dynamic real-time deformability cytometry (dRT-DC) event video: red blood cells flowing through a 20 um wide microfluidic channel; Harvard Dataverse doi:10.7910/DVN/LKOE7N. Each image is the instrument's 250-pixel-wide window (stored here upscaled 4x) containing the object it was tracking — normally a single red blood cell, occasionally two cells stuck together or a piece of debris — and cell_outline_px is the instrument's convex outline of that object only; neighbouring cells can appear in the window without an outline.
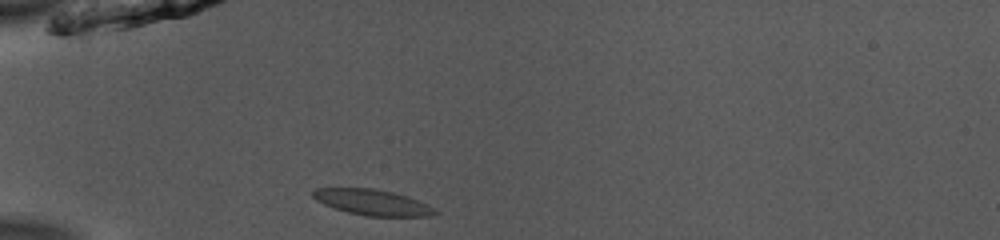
{"species": "common noctule bat (a hibernating species)", "species_latin": "Nyctalus noctula", "temperature_condition": "room temperature", "stored_images_in_passage": 37, "camera_frame_rate_fps": 3000, "um_per_image_px": 0.085, "animal": {"sex": "male", "body_mass_g": 13.0, "forearm_length_mm": 53.1}, "frame": {"image": 1, "passage_image": 1, "time_ms": 0.0, "image_size_px": [1000, 240], "cell_outline_px": [[440, 212], [428, 216], [368, 216], [348, 212], [324, 204], [316, 200], [312, 196], [312, 188], [372, 188], [392, 192], [408, 196], [428, 204], [436, 208]], "centroid_in_image_um": [31.68, 17.19], "position_along_channel_um": 53.3, "area_um2": 18.32}}
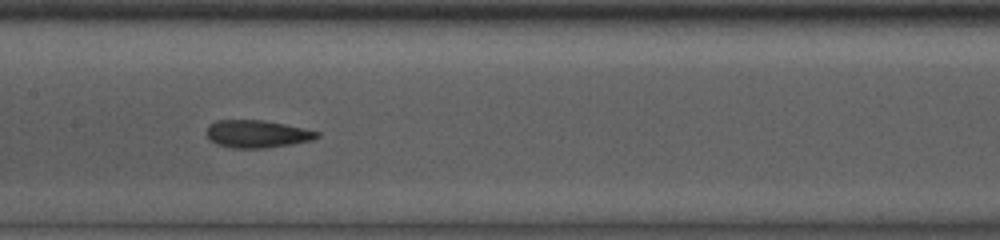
{"frame": {"image": 2, "passage_image": 12, "time_ms": 3.667, "image_size_px": [1000, 240], "cell_outline_px": [[320, 136], [312, 140], [292, 144], [264, 148], [232, 148], [216, 144], [208, 136], [208, 124], [216, 120], [264, 120], [304, 128], [320, 132]], "centroid_in_image_um": [21.87, 11.38], "position_along_channel_um": 185.5, "area_um2": 17.69}}
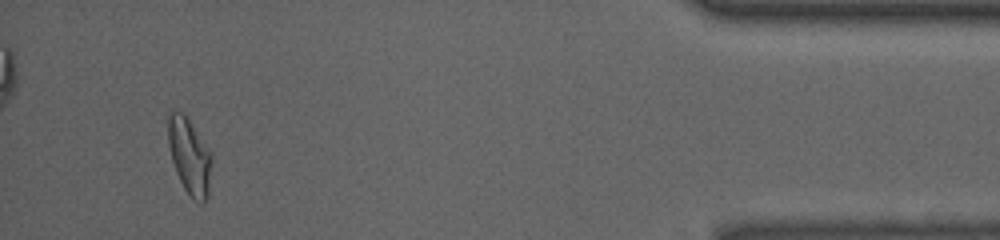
{"frame": {"image": 3, "passage_image": 34, "time_ms": 11.0, "image_size_px": [1000, 240], "cell_outline_px": [[212, 164], [208, 196], [200, 204], [192, 200], [188, 196], [176, 172], [172, 160], [168, 144], [168, 112], [184, 112], [188, 116], [212, 156]], "centroid_in_image_um": [16.11, 13.29], "position_along_channel_um": 419.1, "area_um2": 19.48}, "authors_computed_cell_mechanics": {"area_um2": 17.9758, "velocity_mm_per_s": 3.9521, "shape_relaxation_time_tau1_ms": 5.8394, "shape_relaxation_time_tau2_ms": 2.198, "deformation_change_tau1": 0.1538, "deformation_change_tau2": 0.0944}}